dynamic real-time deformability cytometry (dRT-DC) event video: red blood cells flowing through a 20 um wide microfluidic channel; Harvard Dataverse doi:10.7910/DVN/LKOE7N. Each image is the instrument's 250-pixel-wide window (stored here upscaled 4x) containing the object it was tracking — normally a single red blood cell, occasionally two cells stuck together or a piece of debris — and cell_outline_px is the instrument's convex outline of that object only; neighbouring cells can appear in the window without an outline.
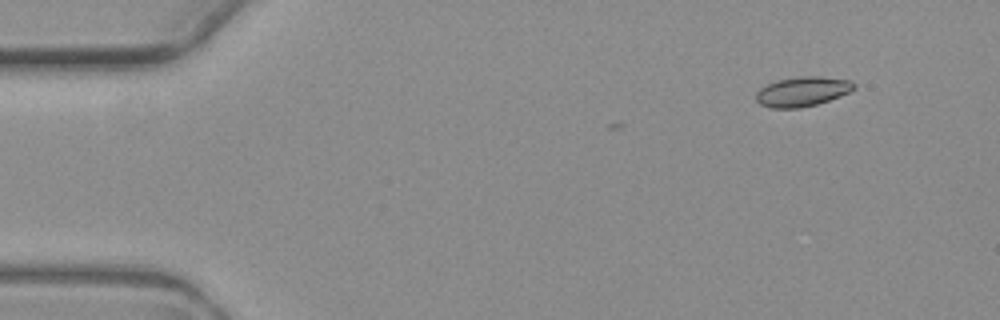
{"species": "common noctule bat (a hibernating species)", "species_latin": "Nyctalus noctula", "temperature_condition": "warm", "stored_images_in_passage": 4, "camera_frame_rate_fps": 3000, "um_per_image_px": 0.085, "animal": {"sex": "female", "body_mass_g": 19.3, "forearm_length_mm": 54.1}, "frame": {"image": 1, "passage_image": 2, "time_ms": 1.333, "image_size_px": [1000, 320], "cell_outline_px": [[856, 88], [840, 96], [816, 104], [800, 108], [772, 108], [760, 104], [756, 100], [756, 92], [760, 88], [776, 80], [796, 76], [820, 76], [852, 80], [856, 84]], "centroid_in_image_um": [68.21, 7.76], "position_along_channel_um": 16.8, "area_um2": 17.05}}